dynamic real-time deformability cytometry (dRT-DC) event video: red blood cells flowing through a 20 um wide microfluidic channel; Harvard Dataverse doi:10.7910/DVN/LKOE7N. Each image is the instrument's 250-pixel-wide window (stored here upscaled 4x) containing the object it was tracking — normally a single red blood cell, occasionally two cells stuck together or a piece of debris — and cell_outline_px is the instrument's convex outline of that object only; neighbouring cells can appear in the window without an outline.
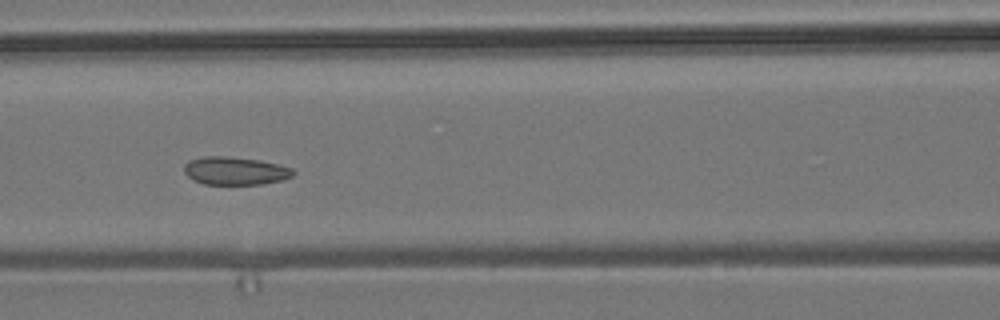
{"species": "common noctule bat (a hibernating species)", "species_latin": "Nyctalus noctula", "temperature_condition": "room temperature", "stored_images_in_passage": 7, "camera_frame_rate_fps": 3000, "um_per_image_px": 0.085, "animal": {"sex": "male", "body_mass_g": 19.2, "forearm_length_mm": 51.8}, "frame": {"image": 1, "passage_image": 7, "time_ms": 2.0, "image_size_px": [1000, 320], "cell_outline_px": [[296, 172], [292, 176], [280, 180], [264, 184], [204, 184], [188, 176], [184, 172], [184, 164], [188, 160], [204, 156], [224, 156], [260, 160], [292, 168]], "centroid_in_image_um": [19.98, 14.51], "position_along_channel_um": 146.6, "area_um2": 17.69}}